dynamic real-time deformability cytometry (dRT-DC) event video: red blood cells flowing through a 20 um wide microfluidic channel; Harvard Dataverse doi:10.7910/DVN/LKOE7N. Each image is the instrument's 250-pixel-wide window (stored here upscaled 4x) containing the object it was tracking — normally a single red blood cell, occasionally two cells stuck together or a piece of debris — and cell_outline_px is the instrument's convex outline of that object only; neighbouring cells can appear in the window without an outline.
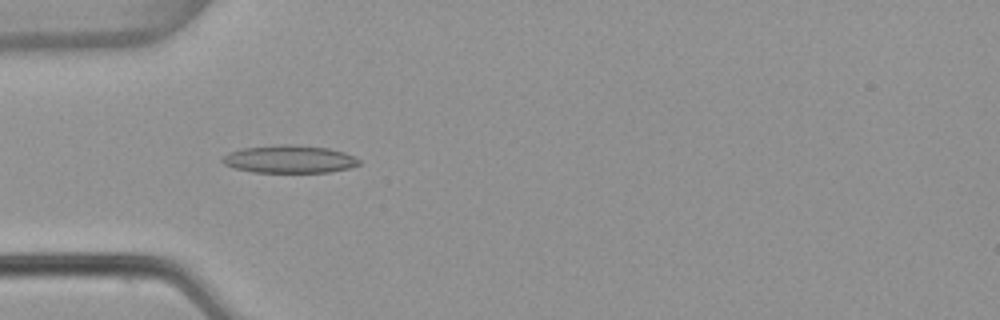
{"species": "common noctule bat (a hibernating species)", "species_latin": "Nyctalus noctula", "temperature_condition": "warm", "stored_images_in_passage": 7, "camera_frame_rate_fps": 3000, "um_per_image_px": 0.085, "animal": {"sex": "female", "body_mass_g": 22.7, "forearm_length_mm": 54.2}, "frame": {"image": 1, "passage_image": 4, "time_ms": 1.0, "image_size_px": [1000, 320], "cell_outline_px": [[360, 164], [348, 168], [328, 172], [252, 172], [232, 168], [224, 164], [220, 160], [220, 156], [228, 152], [240, 148], [280, 144], [292, 144], [328, 148], [344, 152], [360, 160]], "centroid_in_image_um": [24.51, 13.52], "position_along_channel_um": 60.5, "area_um2": 22.31}}
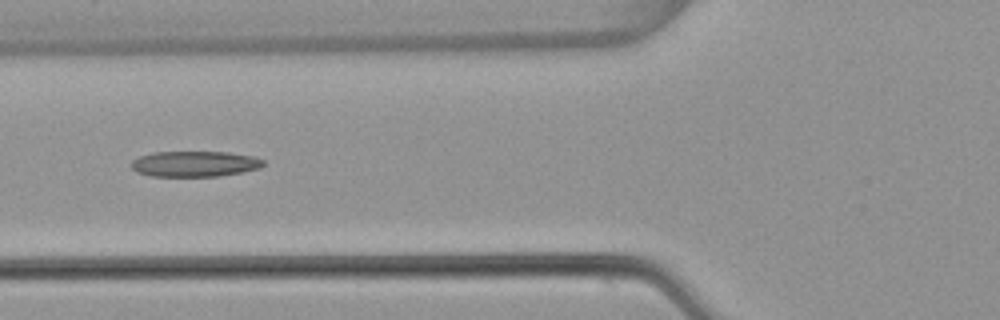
{"frame": {"image": 2, "passage_image": 5, "time_ms": 1.333, "image_size_px": [1000, 320], "cell_outline_px": [[264, 164], [260, 168], [244, 172], [220, 176], [152, 176], [136, 172], [132, 168], [132, 160], [140, 156], [152, 152], [228, 152], [252, 156], [264, 160]], "centroid_in_image_um": [16.56, 13.93], "position_along_channel_um": 109.2, "area_um2": 19.77}}
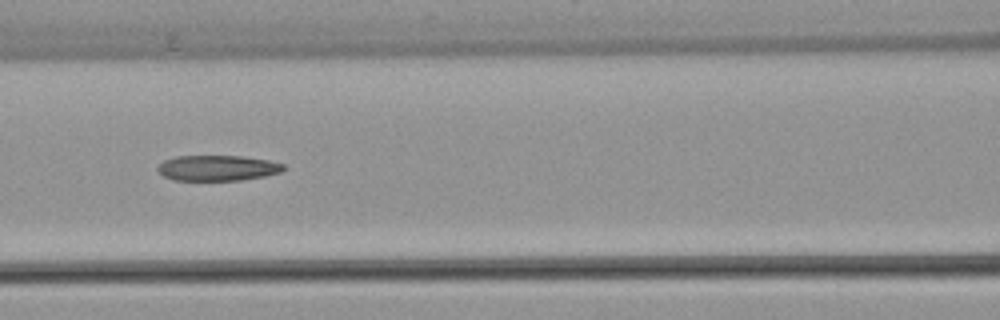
{"frame": {"image": 3, "passage_image": 6, "time_ms": 1.667, "image_size_px": [1000, 320], "cell_outline_px": [[284, 168], [280, 172], [264, 176], [240, 180], [172, 180], [164, 176], [156, 168], [164, 160], [176, 156], [244, 156], [268, 160], [284, 164]], "centroid_in_image_um": [18.48, 14.27], "position_along_channel_um": 148.1, "area_um2": 18.61}}